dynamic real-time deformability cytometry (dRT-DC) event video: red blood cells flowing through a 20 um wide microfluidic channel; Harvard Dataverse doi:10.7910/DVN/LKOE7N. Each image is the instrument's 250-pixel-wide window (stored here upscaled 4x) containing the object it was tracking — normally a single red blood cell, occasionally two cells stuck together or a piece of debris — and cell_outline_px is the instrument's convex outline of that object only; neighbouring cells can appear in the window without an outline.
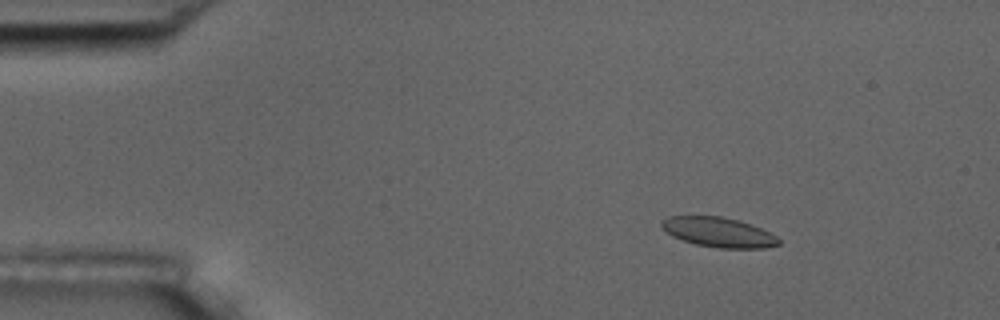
{"species": "common noctule bat (a hibernating species)", "species_latin": "Nyctalus noctula", "temperature_condition": "room temperature", "stored_images_in_passage": 9, "camera_frame_rate_fps": 3000, "um_per_image_px": 0.085, "animal": {"sex": "male", "body_mass_g": 17.5, "forearm_length_mm": 52.3}, "frame": {"image": 1, "passage_image": 3, "time_ms": 2.333, "image_size_px": [1000, 320], "cell_outline_px": [[780, 244], [764, 248], [720, 248], [696, 244], [672, 236], [660, 224], [668, 216], [720, 216], [736, 220], [760, 228], [776, 236], [780, 240]], "centroid_in_image_um": [61.09, 19.74], "position_along_channel_um": 23.9, "area_um2": 19.88}}
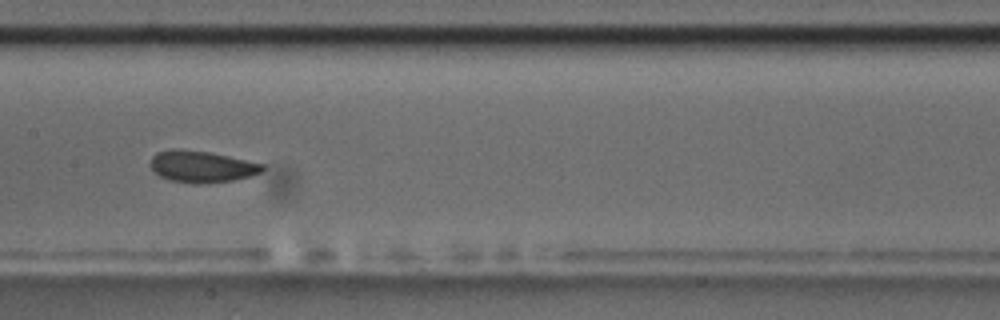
{"frame": {"image": 2, "passage_image": 8, "time_ms": 9.0, "image_size_px": [1000, 320], "cell_outline_px": [[264, 168], [260, 172], [248, 176], [232, 180], [200, 184], [192, 184], [168, 180], [160, 176], [148, 164], [152, 156], [156, 152], [172, 148], [180, 148], [212, 152], [264, 164]], "centroid_in_image_um": [17.08, 14.14], "position_along_channel_um": 190.3, "area_um2": 20.87}}
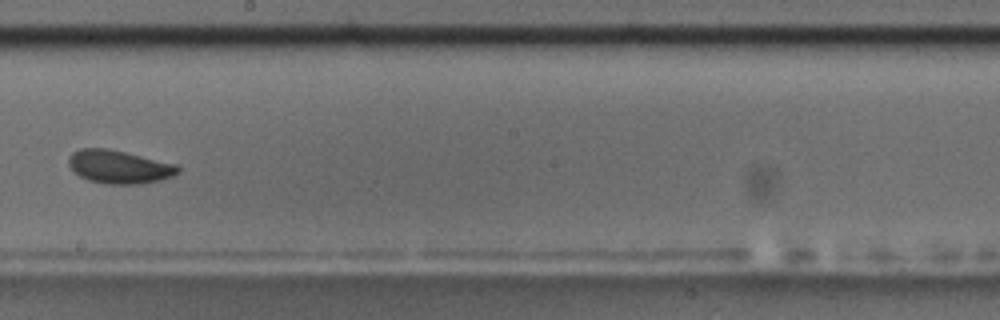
{"frame": {"image": 3, "passage_image": 9, "time_ms": 10.333, "image_size_px": [1000, 320], "cell_outline_px": [[180, 172], [172, 176], [160, 180], [140, 184], [104, 184], [88, 180], [72, 172], [68, 164], [68, 156], [72, 152], [80, 148], [108, 148], [176, 164], [180, 168]], "centroid_in_image_um": [10.08, 14.18], "position_along_channel_um": 238.1, "area_um2": 21.39}}